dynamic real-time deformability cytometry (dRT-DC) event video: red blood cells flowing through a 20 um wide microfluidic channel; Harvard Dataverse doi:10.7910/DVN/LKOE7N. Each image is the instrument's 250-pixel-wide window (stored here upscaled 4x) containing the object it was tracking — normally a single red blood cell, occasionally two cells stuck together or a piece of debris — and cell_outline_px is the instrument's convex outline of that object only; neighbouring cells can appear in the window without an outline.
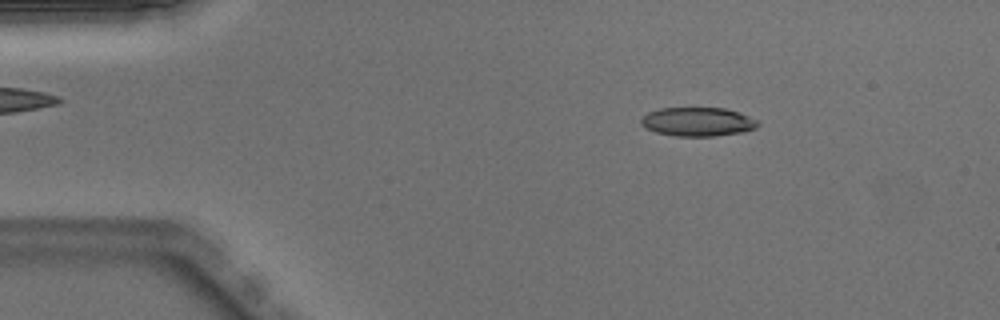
{"species": "Egyptian fruit bat (a non-hibernating species)", "species_latin": "Rousettus aegyptiacus", "temperature_condition": "warm", "stored_images_in_passage": 45, "camera_frame_rate_fps": 3000, "um_per_image_px": 0.085, "animal": {"sex": "male"}, "frame": {"image": 1, "passage_image": 3, "time_ms": 0.667, "image_size_px": [1000, 320], "cell_outline_px": [[760, 124], [756, 128], [744, 132], [716, 136], [676, 136], [656, 132], [644, 128], [640, 124], [640, 120], [648, 112], [660, 108], [724, 108], [740, 112], [756, 120]], "centroid_in_image_um": [59.3, 10.35], "position_along_channel_um": 25.7, "area_um2": 19.77}}
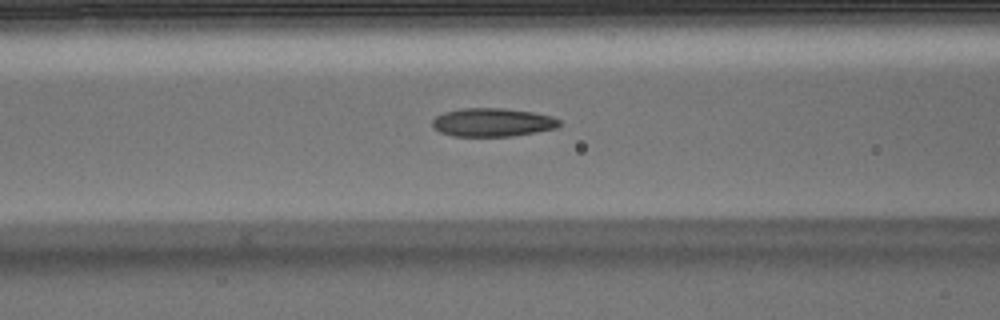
{"frame": {"image": 2, "passage_image": 15, "time_ms": 4.667, "image_size_px": [1000, 320], "cell_outline_px": [[560, 124], [556, 128], [536, 132], [512, 136], [452, 136], [440, 132], [432, 124], [432, 120], [436, 116], [444, 112], [464, 108], [504, 108], [532, 112], [552, 116], [560, 120]], "centroid_in_image_um": [41.87, 10.4], "position_along_channel_um": 124.7, "area_um2": 20.98}}
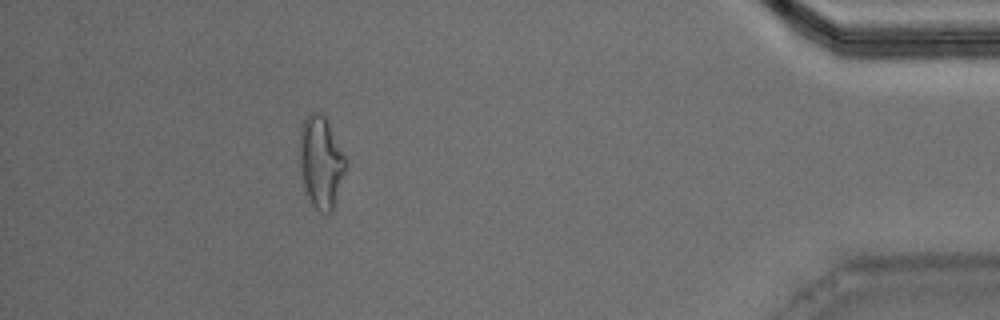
{"frame": {"image": 3, "passage_image": 40, "time_ms": 13.0, "image_size_px": [1000, 320], "cell_outline_px": [[344, 172], [332, 212], [320, 212], [312, 204], [304, 192], [300, 164], [300, 128], [304, 120], [312, 112], [320, 112], [328, 120], [344, 156]], "centroid_in_image_um": [27.24, 13.78], "position_along_channel_um": 408.0, "area_um2": 24.22}, "authors_computed_cell_mechanics": {"area_um2": 20.9814, "velocity_mm_per_s": 4.0335, "shape_relaxation_time_tau1_ms": 6.2232, "shape_relaxation_time_tau2_ms": 1.8924, "deformation_change_tau1": 0.2065, "deformation_change_tau2": 0.1025}}